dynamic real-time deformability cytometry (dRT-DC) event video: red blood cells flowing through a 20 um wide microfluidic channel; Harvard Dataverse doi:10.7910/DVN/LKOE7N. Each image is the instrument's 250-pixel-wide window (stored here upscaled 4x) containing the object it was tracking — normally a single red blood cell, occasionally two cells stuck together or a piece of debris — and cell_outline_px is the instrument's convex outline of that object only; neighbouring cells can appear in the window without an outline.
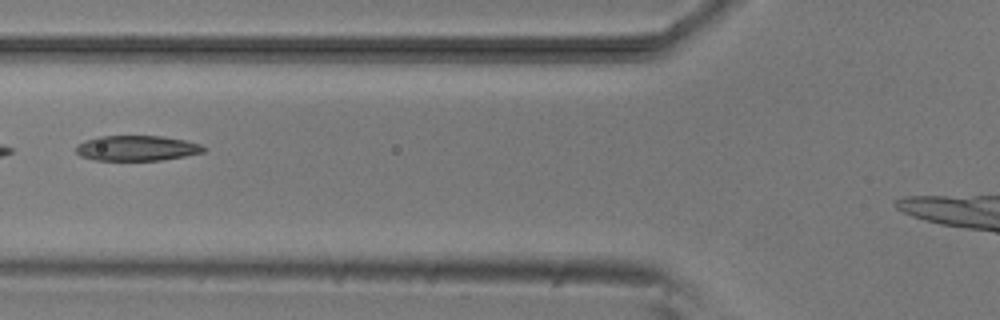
{"species": "common noctule bat (a hibernating species)", "species_latin": "Nyctalus noctula", "temperature_condition": "room temperature", "stored_images_in_passage": 3, "camera_frame_rate_fps": 3000, "um_per_image_px": 0.085, "animal": {"sex": "male", "body_mass_g": 20.5, "forearm_length_mm": 52.5}, "frame": {"image": 1, "passage_image": 3, "time_ms": 2.0, "image_size_px": [1000, 320], "cell_outline_px": [[208, 148], [204, 152], [184, 156], [160, 160], [96, 160], [80, 156], [76, 152], [76, 144], [84, 140], [100, 136], [160, 136], [184, 140], [200, 144]], "centroid_in_image_um": [11.61, 12.59], "position_along_channel_um": 114.2, "area_um2": 18.79}}